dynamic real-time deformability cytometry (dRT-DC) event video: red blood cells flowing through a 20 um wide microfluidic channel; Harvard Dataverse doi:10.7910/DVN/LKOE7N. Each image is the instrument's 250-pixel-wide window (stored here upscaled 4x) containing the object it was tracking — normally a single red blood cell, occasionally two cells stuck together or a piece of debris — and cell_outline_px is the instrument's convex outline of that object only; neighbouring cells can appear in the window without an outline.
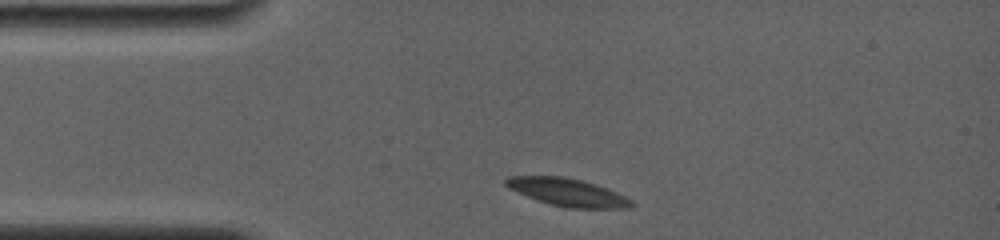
{"species": "common noctule bat (a hibernating species)", "species_latin": "Nyctalus noctula", "temperature_condition": "room temperature", "stored_images_in_passage": 2, "camera_frame_rate_fps": 4000, "um_per_image_px": 0.085, "animal": {"sex": "female", "body_mass_g": 19.0, "forearm_length_mm": 56.7}, "frame": {"image": 1, "passage_image": 1, "time_ms": 0.0, "image_size_px": [1000, 240], "cell_outline_px": [[636, 204], [632, 208], [564, 208], [536, 200], [508, 188], [504, 184], [504, 180], [508, 176], [564, 176], [596, 184], [608, 188], [632, 200]], "centroid_in_image_um": [48.25, 16.35], "position_along_channel_um": 36.8, "area_um2": 20.46}}